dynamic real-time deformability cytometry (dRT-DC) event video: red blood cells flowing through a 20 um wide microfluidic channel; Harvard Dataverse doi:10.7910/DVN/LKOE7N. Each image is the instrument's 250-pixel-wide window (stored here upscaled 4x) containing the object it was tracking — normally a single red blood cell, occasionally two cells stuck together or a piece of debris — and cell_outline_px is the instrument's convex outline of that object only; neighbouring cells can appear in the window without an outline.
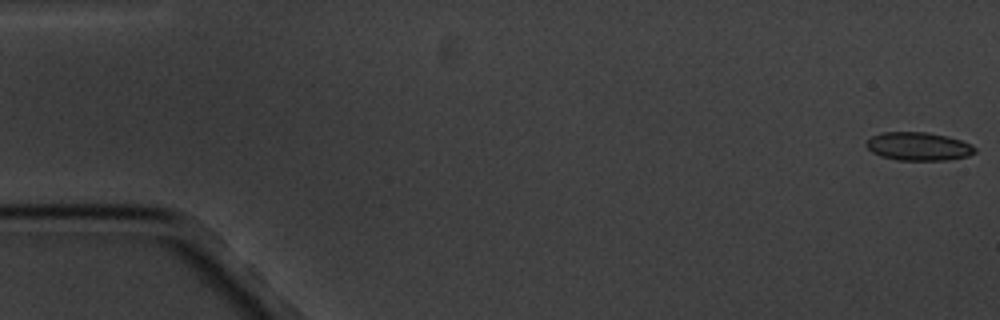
{"species": "common noctule bat (a hibernating species)", "species_latin": "Nyctalus noctula", "temperature_condition": "cold", "stored_images_in_passage": 5, "camera_frame_rate_fps": 3000, "um_per_image_px": 0.085, "animal": {"sex": "male", "body_mass_g": 20.1, "forearm_length_mm": 53.5}, "frame": {"image": 1, "passage_image": 1, "time_ms": 0.0, "image_size_px": [1000, 320], "cell_outline_px": [[976, 152], [968, 156], [948, 160], [896, 160], [880, 156], [872, 152], [864, 144], [872, 136], [884, 132], [928, 132], [948, 136], [972, 144], [976, 148]], "centroid_in_image_um": [78.08, 12.44], "position_along_channel_um": 6.9, "area_um2": 18.03}}
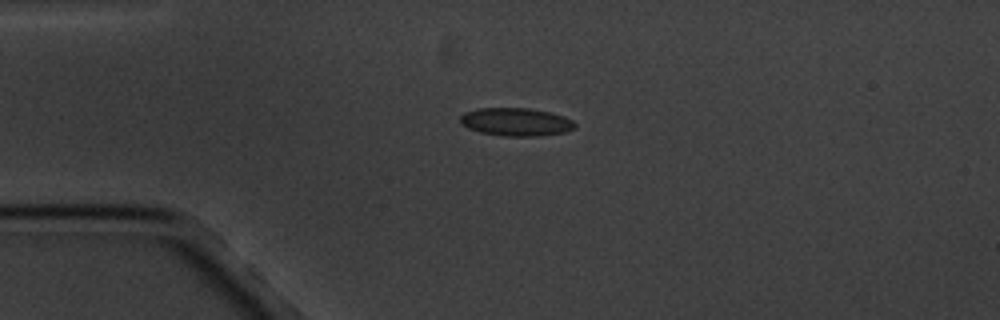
{"frame": {"image": 2, "passage_image": 5, "time_ms": 4.333, "image_size_px": [1000, 320], "cell_outline_px": [[576, 128], [564, 132], [536, 136], [504, 136], [480, 132], [468, 128], [460, 120], [460, 116], [464, 112], [480, 108], [528, 108], [548, 112], [564, 116], [572, 120], [576, 124]], "centroid_in_image_um": [43.87, 10.36], "position_along_channel_um": 41.1, "area_um2": 18.61}}